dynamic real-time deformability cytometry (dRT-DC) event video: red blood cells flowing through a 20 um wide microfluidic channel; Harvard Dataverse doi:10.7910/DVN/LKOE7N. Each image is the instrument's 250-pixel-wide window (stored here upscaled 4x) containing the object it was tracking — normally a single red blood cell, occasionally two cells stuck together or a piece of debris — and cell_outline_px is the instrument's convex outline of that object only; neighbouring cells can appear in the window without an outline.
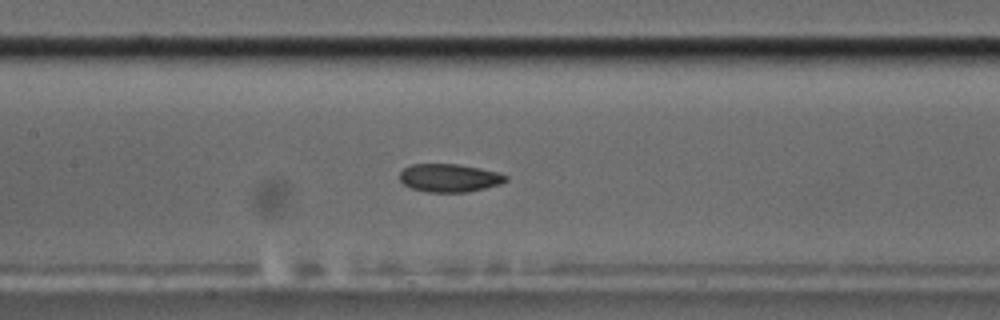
{"species": "common noctule bat (a hibernating species)", "species_latin": "Nyctalus noctula", "temperature_condition": "cold", "stored_images_in_passage": 42, "camera_frame_rate_fps": 3000, "um_per_image_px": 0.085, "animal": {"sex": "male", "body_mass_g": 17.5, "forearm_length_mm": 52.3}, "frame": {"image": 1, "passage_image": 11, "time_ms": 3.333, "image_size_px": [1000, 320], "cell_outline_px": [[508, 180], [500, 184], [468, 192], [428, 192], [412, 188], [404, 184], [400, 180], [400, 172], [404, 168], [412, 164], [460, 164], [480, 168], [496, 172], [508, 176]], "centroid_in_image_um": [38.2, 15.12], "position_along_channel_um": 169.2, "area_um2": 17.34}}
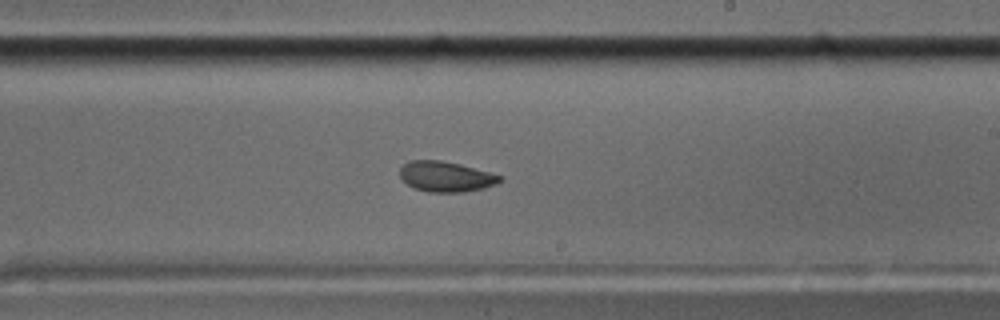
{"frame": {"image": 2, "passage_image": 18, "time_ms": 5.667, "image_size_px": [1000, 320], "cell_outline_px": [[504, 180], [496, 184], [484, 188], [464, 192], [428, 192], [416, 188], [408, 184], [400, 176], [400, 168], [408, 160], [440, 160], [460, 164], [504, 176]], "centroid_in_image_um": [37.94, 15.0], "position_along_channel_um": 251.1, "area_um2": 17.74}}
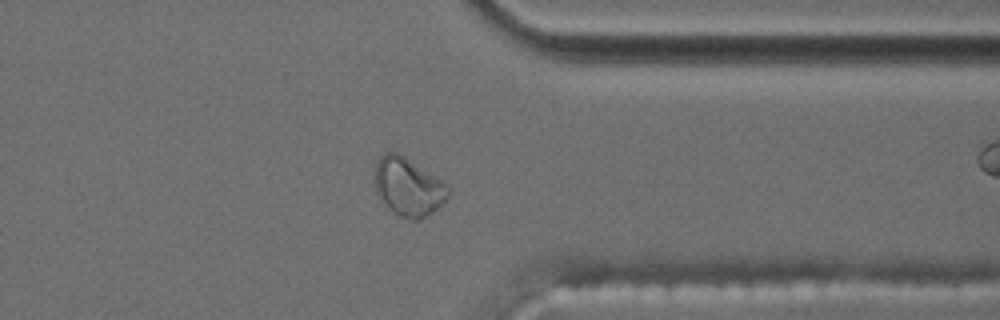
{"frame": {"image": 3, "passage_image": 29, "time_ms": 9.333, "image_size_px": [1000, 320], "cell_outline_px": [[452, 192], [432, 212], [420, 220], [412, 220], [400, 216], [388, 208], [380, 200], [376, 192], [376, 160], [384, 152], [396, 152], [404, 156], [444, 180], [448, 184]], "centroid_in_image_um": [34.72, 15.87], "position_along_channel_um": 376.7, "area_um2": 25.03}, "authors_computed_cell_mechanics": {"area_um2": 18.9584, "velocity_mm_per_s": 3.5228, "shape_relaxation_time_tau1_ms": null, "shape_relaxation_time_tau2_ms": 3.9134, "deformation_change_tau1": null, "deformation_change_tau2": 0.0835}}